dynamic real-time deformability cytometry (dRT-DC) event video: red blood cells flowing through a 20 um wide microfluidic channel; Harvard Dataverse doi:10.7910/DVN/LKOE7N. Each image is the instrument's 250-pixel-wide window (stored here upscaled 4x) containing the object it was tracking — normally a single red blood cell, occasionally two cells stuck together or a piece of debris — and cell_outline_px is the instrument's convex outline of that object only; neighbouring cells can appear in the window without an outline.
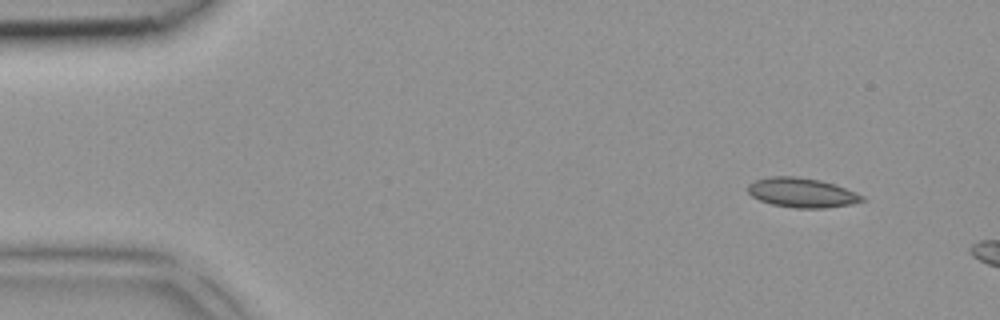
{"species": "common noctule bat (a hibernating species)", "species_latin": "Nyctalus noctula", "temperature_condition": "room temperature", "stored_images_in_passage": 3, "camera_frame_rate_fps": 3000, "um_per_image_px": 0.085, "animal": {"sex": "female", "body_mass_g": 18.4}, "frame": {"image": 1, "passage_image": 1, "time_ms": 0.0, "image_size_px": [1000, 320], "cell_outline_px": [[864, 200], [852, 204], [824, 208], [796, 208], [772, 204], [760, 200], [752, 196], [748, 192], [748, 184], [756, 180], [772, 176], [796, 176], [820, 180], [836, 184], [856, 192], [864, 196]], "centroid_in_image_um": [68.18, 16.37], "position_along_channel_um": 16.8, "area_um2": 19.65}}